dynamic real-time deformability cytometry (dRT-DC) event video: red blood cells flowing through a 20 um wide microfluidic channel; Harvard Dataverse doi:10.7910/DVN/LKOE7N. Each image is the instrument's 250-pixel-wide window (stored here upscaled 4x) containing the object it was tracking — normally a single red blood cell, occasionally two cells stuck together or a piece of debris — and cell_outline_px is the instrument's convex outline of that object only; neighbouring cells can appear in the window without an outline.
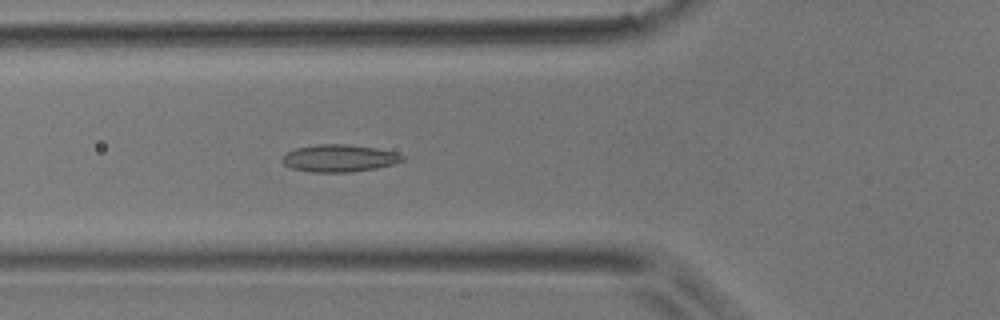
{"species": "common noctule bat (a hibernating species)", "species_latin": "Nyctalus noctula", "temperature_condition": "room temperature", "stored_images_in_passage": 42, "camera_frame_rate_fps": 3000, "um_per_image_px": 0.085, "animal": {"sex": "male", "body_mass_g": 17.9}, "frame": {"image": 1, "passage_image": 13, "time_ms": 4.0, "image_size_px": [1000, 320], "cell_outline_px": [[404, 160], [392, 164], [376, 168], [352, 172], [312, 172], [292, 168], [284, 164], [280, 160], [288, 152], [296, 148], [316, 144], [348, 144], [376, 148], [396, 152], [404, 156]], "centroid_in_image_um": [28.84, 13.44], "position_along_channel_um": 97.0, "area_um2": 19.07}}
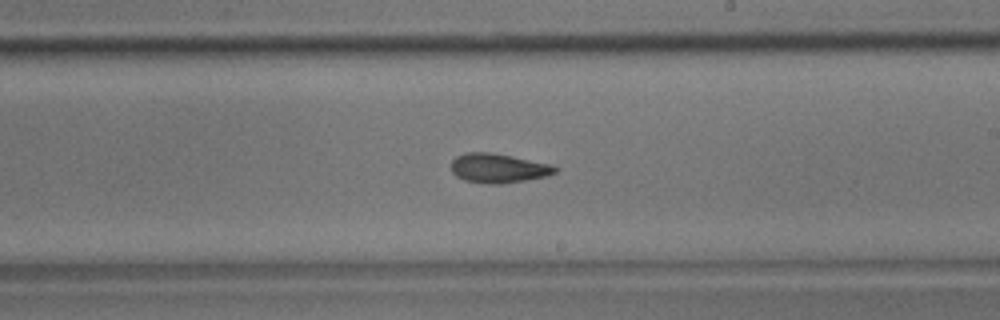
{"frame": {"image": 2, "passage_image": 23, "time_ms": 7.333, "image_size_px": [1000, 320], "cell_outline_px": [[560, 168], [556, 172], [548, 176], [500, 184], [488, 184], [464, 180], [456, 176], [452, 172], [452, 160], [456, 156], [464, 152], [488, 152], [512, 156], [552, 164]], "centroid_in_image_um": [42.37, 14.29], "position_along_channel_um": 246.6, "area_um2": 17.86}}
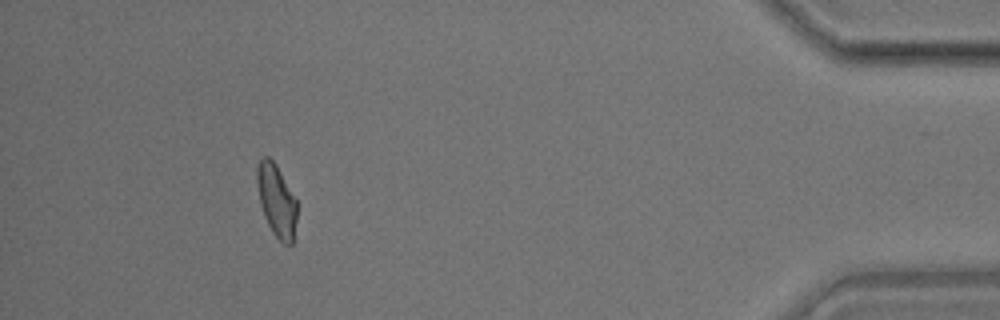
{"frame": {"image": 3, "passage_image": 38, "time_ms": 12.333, "image_size_px": [1000, 320], "cell_outline_px": [[296, 220], [292, 244], [284, 244], [272, 232], [264, 216], [260, 204], [256, 180], [256, 168], [260, 160], [264, 156], [268, 156], [276, 164], [296, 200]], "centroid_in_image_um": [23.48, 17.03], "position_along_channel_um": 411.7, "area_um2": 16.65}}